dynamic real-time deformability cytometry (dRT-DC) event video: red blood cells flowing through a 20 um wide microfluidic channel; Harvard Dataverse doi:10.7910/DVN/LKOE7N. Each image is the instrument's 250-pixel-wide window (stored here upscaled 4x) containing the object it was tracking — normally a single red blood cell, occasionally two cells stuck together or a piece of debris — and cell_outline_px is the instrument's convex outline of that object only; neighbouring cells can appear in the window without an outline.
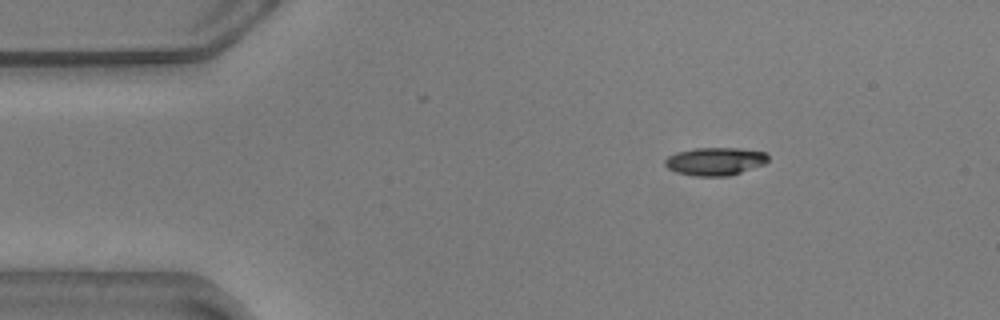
{"species": "common noctule bat (a hibernating species)", "species_latin": "Nyctalus noctula", "temperature_condition": "warm", "stored_images_in_passage": 6, "camera_frame_rate_fps": 3000, "um_per_image_px": 0.085, "animal": {"sex": "male", "body_mass_g": 20.5, "forearm_length_mm": 52.5}, "frame": {"image": 1, "passage_image": 1, "time_ms": 0.0, "image_size_px": [1000, 320], "cell_outline_px": [[768, 160], [764, 164], [728, 176], [692, 176], [676, 172], [668, 168], [664, 164], [664, 160], [668, 156], [676, 152], [696, 148], [740, 148], [768, 152]], "centroid_in_image_um": [60.78, 13.71], "position_along_channel_um": 24.2, "area_um2": 16.88}}